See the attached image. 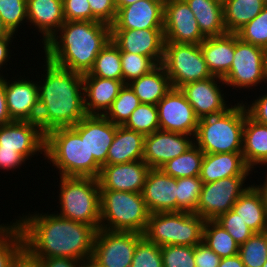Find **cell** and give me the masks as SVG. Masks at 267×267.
Returning a JSON list of instances; mask_svg holds the SVG:
<instances>
[{
    "mask_svg": "<svg viewBox=\"0 0 267 267\" xmlns=\"http://www.w3.org/2000/svg\"><path fill=\"white\" fill-rule=\"evenodd\" d=\"M24 216L16 223L24 237L26 260L64 257L82 261L92 258L97 233L94 226L55 213Z\"/></svg>",
    "mask_w": 267,
    "mask_h": 267,
    "instance_id": "1",
    "label": "cell"
},
{
    "mask_svg": "<svg viewBox=\"0 0 267 267\" xmlns=\"http://www.w3.org/2000/svg\"><path fill=\"white\" fill-rule=\"evenodd\" d=\"M44 83L38 85L37 124L44 134L61 127H73L87 114L84 108L83 75L56 66L47 58Z\"/></svg>",
    "mask_w": 267,
    "mask_h": 267,
    "instance_id": "2",
    "label": "cell"
},
{
    "mask_svg": "<svg viewBox=\"0 0 267 267\" xmlns=\"http://www.w3.org/2000/svg\"><path fill=\"white\" fill-rule=\"evenodd\" d=\"M110 39V25L99 21H65L44 45L45 58L58 67L84 75Z\"/></svg>",
    "mask_w": 267,
    "mask_h": 267,
    "instance_id": "3",
    "label": "cell"
},
{
    "mask_svg": "<svg viewBox=\"0 0 267 267\" xmlns=\"http://www.w3.org/2000/svg\"><path fill=\"white\" fill-rule=\"evenodd\" d=\"M45 155L60 176L98 178L101 166L90 156L85 139L72 128L61 127L45 134Z\"/></svg>",
    "mask_w": 267,
    "mask_h": 267,
    "instance_id": "4",
    "label": "cell"
},
{
    "mask_svg": "<svg viewBox=\"0 0 267 267\" xmlns=\"http://www.w3.org/2000/svg\"><path fill=\"white\" fill-rule=\"evenodd\" d=\"M245 104L231 105L226 112L199 119L194 143L204 153L242 152Z\"/></svg>",
    "mask_w": 267,
    "mask_h": 267,
    "instance_id": "5",
    "label": "cell"
},
{
    "mask_svg": "<svg viewBox=\"0 0 267 267\" xmlns=\"http://www.w3.org/2000/svg\"><path fill=\"white\" fill-rule=\"evenodd\" d=\"M150 214L142 193L100 190L102 229L143 234Z\"/></svg>",
    "mask_w": 267,
    "mask_h": 267,
    "instance_id": "6",
    "label": "cell"
},
{
    "mask_svg": "<svg viewBox=\"0 0 267 267\" xmlns=\"http://www.w3.org/2000/svg\"><path fill=\"white\" fill-rule=\"evenodd\" d=\"M58 215L100 229V186L97 178L60 176Z\"/></svg>",
    "mask_w": 267,
    "mask_h": 267,
    "instance_id": "7",
    "label": "cell"
},
{
    "mask_svg": "<svg viewBox=\"0 0 267 267\" xmlns=\"http://www.w3.org/2000/svg\"><path fill=\"white\" fill-rule=\"evenodd\" d=\"M205 219L190 212L151 213L143 236L156 245L196 246L202 242Z\"/></svg>",
    "mask_w": 267,
    "mask_h": 267,
    "instance_id": "8",
    "label": "cell"
},
{
    "mask_svg": "<svg viewBox=\"0 0 267 267\" xmlns=\"http://www.w3.org/2000/svg\"><path fill=\"white\" fill-rule=\"evenodd\" d=\"M162 65L172 88L213 77L204 60L200 44L164 43Z\"/></svg>",
    "mask_w": 267,
    "mask_h": 267,
    "instance_id": "9",
    "label": "cell"
},
{
    "mask_svg": "<svg viewBox=\"0 0 267 267\" xmlns=\"http://www.w3.org/2000/svg\"><path fill=\"white\" fill-rule=\"evenodd\" d=\"M143 234L137 232L98 229L92 258L100 267H131L137 242Z\"/></svg>",
    "mask_w": 267,
    "mask_h": 267,
    "instance_id": "10",
    "label": "cell"
},
{
    "mask_svg": "<svg viewBox=\"0 0 267 267\" xmlns=\"http://www.w3.org/2000/svg\"><path fill=\"white\" fill-rule=\"evenodd\" d=\"M246 177L232 176L203 183L194 213L205 220H215L221 214L230 211L237 199L250 187L243 185Z\"/></svg>",
    "mask_w": 267,
    "mask_h": 267,
    "instance_id": "11",
    "label": "cell"
},
{
    "mask_svg": "<svg viewBox=\"0 0 267 267\" xmlns=\"http://www.w3.org/2000/svg\"><path fill=\"white\" fill-rule=\"evenodd\" d=\"M227 86L250 88L265 80L264 48L242 41L235 33V54L230 71L222 78Z\"/></svg>",
    "mask_w": 267,
    "mask_h": 267,
    "instance_id": "12",
    "label": "cell"
},
{
    "mask_svg": "<svg viewBox=\"0 0 267 267\" xmlns=\"http://www.w3.org/2000/svg\"><path fill=\"white\" fill-rule=\"evenodd\" d=\"M159 130L194 138L199 118L180 89L172 88L158 103Z\"/></svg>",
    "mask_w": 267,
    "mask_h": 267,
    "instance_id": "13",
    "label": "cell"
},
{
    "mask_svg": "<svg viewBox=\"0 0 267 267\" xmlns=\"http://www.w3.org/2000/svg\"><path fill=\"white\" fill-rule=\"evenodd\" d=\"M163 32L165 42L200 44L205 39L185 0H165Z\"/></svg>",
    "mask_w": 267,
    "mask_h": 267,
    "instance_id": "14",
    "label": "cell"
},
{
    "mask_svg": "<svg viewBox=\"0 0 267 267\" xmlns=\"http://www.w3.org/2000/svg\"><path fill=\"white\" fill-rule=\"evenodd\" d=\"M111 40L120 52L150 57L157 65L164 57L163 28L150 29H111Z\"/></svg>",
    "mask_w": 267,
    "mask_h": 267,
    "instance_id": "15",
    "label": "cell"
},
{
    "mask_svg": "<svg viewBox=\"0 0 267 267\" xmlns=\"http://www.w3.org/2000/svg\"><path fill=\"white\" fill-rule=\"evenodd\" d=\"M217 82L225 84L221 77L213 76L179 88L199 119L222 114L231 108L226 105L227 101Z\"/></svg>",
    "mask_w": 267,
    "mask_h": 267,
    "instance_id": "16",
    "label": "cell"
},
{
    "mask_svg": "<svg viewBox=\"0 0 267 267\" xmlns=\"http://www.w3.org/2000/svg\"><path fill=\"white\" fill-rule=\"evenodd\" d=\"M182 133L157 130L145 135L143 161L154 169H160L169 160L186 152L195 141Z\"/></svg>",
    "mask_w": 267,
    "mask_h": 267,
    "instance_id": "17",
    "label": "cell"
},
{
    "mask_svg": "<svg viewBox=\"0 0 267 267\" xmlns=\"http://www.w3.org/2000/svg\"><path fill=\"white\" fill-rule=\"evenodd\" d=\"M0 148L16 149L26 160L45 153V134L36 122L12 121L0 127Z\"/></svg>",
    "mask_w": 267,
    "mask_h": 267,
    "instance_id": "18",
    "label": "cell"
},
{
    "mask_svg": "<svg viewBox=\"0 0 267 267\" xmlns=\"http://www.w3.org/2000/svg\"><path fill=\"white\" fill-rule=\"evenodd\" d=\"M150 169L143 160L104 165L97 178L100 190L142 193Z\"/></svg>",
    "mask_w": 267,
    "mask_h": 267,
    "instance_id": "19",
    "label": "cell"
},
{
    "mask_svg": "<svg viewBox=\"0 0 267 267\" xmlns=\"http://www.w3.org/2000/svg\"><path fill=\"white\" fill-rule=\"evenodd\" d=\"M118 125L105 116L86 115L72 128L85 139L90 156L102 167L106 165L109 147L111 146Z\"/></svg>",
    "mask_w": 267,
    "mask_h": 267,
    "instance_id": "20",
    "label": "cell"
},
{
    "mask_svg": "<svg viewBox=\"0 0 267 267\" xmlns=\"http://www.w3.org/2000/svg\"><path fill=\"white\" fill-rule=\"evenodd\" d=\"M25 79L11 82L4 79L6 103L13 121L36 122L39 112L38 83Z\"/></svg>",
    "mask_w": 267,
    "mask_h": 267,
    "instance_id": "21",
    "label": "cell"
},
{
    "mask_svg": "<svg viewBox=\"0 0 267 267\" xmlns=\"http://www.w3.org/2000/svg\"><path fill=\"white\" fill-rule=\"evenodd\" d=\"M165 0H139L117 10L111 29H150L164 27Z\"/></svg>",
    "mask_w": 267,
    "mask_h": 267,
    "instance_id": "22",
    "label": "cell"
},
{
    "mask_svg": "<svg viewBox=\"0 0 267 267\" xmlns=\"http://www.w3.org/2000/svg\"><path fill=\"white\" fill-rule=\"evenodd\" d=\"M150 213L177 212V179L151 168L142 191Z\"/></svg>",
    "mask_w": 267,
    "mask_h": 267,
    "instance_id": "23",
    "label": "cell"
},
{
    "mask_svg": "<svg viewBox=\"0 0 267 267\" xmlns=\"http://www.w3.org/2000/svg\"><path fill=\"white\" fill-rule=\"evenodd\" d=\"M84 108L87 115L104 116L124 86L123 81L83 75Z\"/></svg>",
    "mask_w": 267,
    "mask_h": 267,
    "instance_id": "24",
    "label": "cell"
},
{
    "mask_svg": "<svg viewBox=\"0 0 267 267\" xmlns=\"http://www.w3.org/2000/svg\"><path fill=\"white\" fill-rule=\"evenodd\" d=\"M250 171L242 152L205 153L200 179L202 183H211L232 176H248Z\"/></svg>",
    "mask_w": 267,
    "mask_h": 267,
    "instance_id": "25",
    "label": "cell"
},
{
    "mask_svg": "<svg viewBox=\"0 0 267 267\" xmlns=\"http://www.w3.org/2000/svg\"><path fill=\"white\" fill-rule=\"evenodd\" d=\"M28 21L43 35V45L65 22L63 0H27Z\"/></svg>",
    "mask_w": 267,
    "mask_h": 267,
    "instance_id": "26",
    "label": "cell"
},
{
    "mask_svg": "<svg viewBox=\"0 0 267 267\" xmlns=\"http://www.w3.org/2000/svg\"><path fill=\"white\" fill-rule=\"evenodd\" d=\"M200 49L211 74L223 78L234 60L235 33L205 38Z\"/></svg>",
    "mask_w": 267,
    "mask_h": 267,
    "instance_id": "27",
    "label": "cell"
},
{
    "mask_svg": "<svg viewBox=\"0 0 267 267\" xmlns=\"http://www.w3.org/2000/svg\"><path fill=\"white\" fill-rule=\"evenodd\" d=\"M145 135L118 125L108 150L106 165L143 160Z\"/></svg>",
    "mask_w": 267,
    "mask_h": 267,
    "instance_id": "28",
    "label": "cell"
},
{
    "mask_svg": "<svg viewBox=\"0 0 267 267\" xmlns=\"http://www.w3.org/2000/svg\"><path fill=\"white\" fill-rule=\"evenodd\" d=\"M205 38L227 34L221 0H185Z\"/></svg>",
    "mask_w": 267,
    "mask_h": 267,
    "instance_id": "29",
    "label": "cell"
},
{
    "mask_svg": "<svg viewBox=\"0 0 267 267\" xmlns=\"http://www.w3.org/2000/svg\"><path fill=\"white\" fill-rule=\"evenodd\" d=\"M242 155L251 170L257 164H267V125L256 122L248 114L243 128Z\"/></svg>",
    "mask_w": 267,
    "mask_h": 267,
    "instance_id": "30",
    "label": "cell"
},
{
    "mask_svg": "<svg viewBox=\"0 0 267 267\" xmlns=\"http://www.w3.org/2000/svg\"><path fill=\"white\" fill-rule=\"evenodd\" d=\"M141 103L157 105L172 89L170 79L162 64H158L147 74L128 83Z\"/></svg>",
    "mask_w": 267,
    "mask_h": 267,
    "instance_id": "31",
    "label": "cell"
},
{
    "mask_svg": "<svg viewBox=\"0 0 267 267\" xmlns=\"http://www.w3.org/2000/svg\"><path fill=\"white\" fill-rule=\"evenodd\" d=\"M231 210L254 233L267 231V210L260 194L252 185L237 199Z\"/></svg>",
    "mask_w": 267,
    "mask_h": 267,
    "instance_id": "32",
    "label": "cell"
},
{
    "mask_svg": "<svg viewBox=\"0 0 267 267\" xmlns=\"http://www.w3.org/2000/svg\"><path fill=\"white\" fill-rule=\"evenodd\" d=\"M262 0H224V25L227 33H236L263 9Z\"/></svg>",
    "mask_w": 267,
    "mask_h": 267,
    "instance_id": "33",
    "label": "cell"
},
{
    "mask_svg": "<svg viewBox=\"0 0 267 267\" xmlns=\"http://www.w3.org/2000/svg\"><path fill=\"white\" fill-rule=\"evenodd\" d=\"M25 258L24 237L15 222L0 228V267H17Z\"/></svg>",
    "mask_w": 267,
    "mask_h": 267,
    "instance_id": "34",
    "label": "cell"
},
{
    "mask_svg": "<svg viewBox=\"0 0 267 267\" xmlns=\"http://www.w3.org/2000/svg\"><path fill=\"white\" fill-rule=\"evenodd\" d=\"M204 152L194 143L186 152L169 160L160 169L174 178L200 176Z\"/></svg>",
    "mask_w": 267,
    "mask_h": 267,
    "instance_id": "35",
    "label": "cell"
},
{
    "mask_svg": "<svg viewBox=\"0 0 267 267\" xmlns=\"http://www.w3.org/2000/svg\"><path fill=\"white\" fill-rule=\"evenodd\" d=\"M202 242L220 258L232 257L238 254L239 245L215 220H205Z\"/></svg>",
    "mask_w": 267,
    "mask_h": 267,
    "instance_id": "36",
    "label": "cell"
},
{
    "mask_svg": "<svg viewBox=\"0 0 267 267\" xmlns=\"http://www.w3.org/2000/svg\"><path fill=\"white\" fill-rule=\"evenodd\" d=\"M89 74L95 77L122 81L120 49L111 39L101 49Z\"/></svg>",
    "mask_w": 267,
    "mask_h": 267,
    "instance_id": "37",
    "label": "cell"
},
{
    "mask_svg": "<svg viewBox=\"0 0 267 267\" xmlns=\"http://www.w3.org/2000/svg\"><path fill=\"white\" fill-rule=\"evenodd\" d=\"M140 104L135 92L128 84H124L104 116L113 124L123 125Z\"/></svg>",
    "mask_w": 267,
    "mask_h": 267,
    "instance_id": "38",
    "label": "cell"
},
{
    "mask_svg": "<svg viewBox=\"0 0 267 267\" xmlns=\"http://www.w3.org/2000/svg\"><path fill=\"white\" fill-rule=\"evenodd\" d=\"M238 255L245 267H262L267 261V231L254 233L239 246Z\"/></svg>",
    "mask_w": 267,
    "mask_h": 267,
    "instance_id": "39",
    "label": "cell"
},
{
    "mask_svg": "<svg viewBox=\"0 0 267 267\" xmlns=\"http://www.w3.org/2000/svg\"><path fill=\"white\" fill-rule=\"evenodd\" d=\"M123 126L144 135L159 130L157 105L141 103Z\"/></svg>",
    "mask_w": 267,
    "mask_h": 267,
    "instance_id": "40",
    "label": "cell"
},
{
    "mask_svg": "<svg viewBox=\"0 0 267 267\" xmlns=\"http://www.w3.org/2000/svg\"><path fill=\"white\" fill-rule=\"evenodd\" d=\"M202 184L200 176L177 178V212L194 213Z\"/></svg>",
    "mask_w": 267,
    "mask_h": 267,
    "instance_id": "41",
    "label": "cell"
},
{
    "mask_svg": "<svg viewBox=\"0 0 267 267\" xmlns=\"http://www.w3.org/2000/svg\"><path fill=\"white\" fill-rule=\"evenodd\" d=\"M122 65V81L124 84L140 78L154 69L157 64L150 58L143 55L120 52Z\"/></svg>",
    "mask_w": 267,
    "mask_h": 267,
    "instance_id": "42",
    "label": "cell"
},
{
    "mask_svg": "<svg viewBox=\"0 0 267 267\" xmlns=\"http://www.w3.org/2000/svg\"><path fill=\"white\" fill-rule=\"evenodd\" d=\"M236 34L244 42L266 48L267 4H265L262 11L255 18L241 27Z\"/></svg>",
    "mask_w": 267,
    "mask_h": 267,
    "instance_id": "43",
    "label": "cell"
},
{
    "mask_svg": "<svg viewBox=\"0 0 267 267\" xmlns=\"http://www.w3.org/2000/svg\"><path fill=\"white\" fill-rule=\"evenodd\" d=\"M131 267H163L161 247L143 236L137 242Z\"/></svg>",
    "mask_w": 267,
    "mask_h": 267,
    "instance_id": "44",
    "label": "cell"
},
{
    "mask_svg": "<svg viewBox=\"0 0 267 267\" xmlns=\"http://www.w3.org/2000/svg\"><path fill=\"white\" fill-rule=\"evenodd\" d=\"M0 16L6 27L15 34L22 22H28L27 0H0Z\"/></svg>",
    "mask_w": 267,
    "mask_h": 267,
    "instance_id": "45",
    "label": "cell"
},
{
    "mask_svg": "<svg viewBox=\"0 0 267 267\" xmlns=\"http://www.w3.org/2000/svg\"><path fill=\"white\" fill-rule=\"evenodd\" d=\"M163 267H195L194 246H161Z\"/></svg>",
    "mask_w": 267,
    "mask_h": 267,
    "instance_id": "46",
    "label": "cell"
},
{
    "mask_svg": "<svg viewBox=\"0 0 267 267\" xmlns=\"http://www.w3.org/2000/svg\"><path fill=\"white\" fill-rule=\"evenodd\" d=\"M215 221L234 238L239 246L245 243L254 234L246 223L238 217V214L234 213L232 210L221 214Z\"/></svg>",
    "mask_w": 267,
    "mask_h": 267,
    "instance_id": "47",
    "label": "cell"
},
{
    "mask_svg": "<svg viewBox=\"0 0 267 267\" xmlns=\"http://www.w3.org/2000/svg\"><path fill=\"white\" fill-rule=\"evenodd\" d=\"M65 21H93L88 0H63Z\"/></svg>",
    "mask_w": 267,
    "mask_h": 267,
    "instance_id": "48",
    "label": "cell"
},
{
    "mask_svg": "<svg viewBox=\"0 0 267 267\" xmlns=\"http://www.w3.org/2000/svg\"><path fill=\"white\" fill-rule=\"evenodd\" d=\"M93 21H99L107 25H112L117 14V7L114 0H88Z\"/></svg>",
    "mask_w": 267,
    "mask_h": 267,
    "instance_id": "49",
    "label": "cell"
},
{
    "mask_svg": "<svg viewBox=\"0 0 267 267\" xmlns=\"http://www.w3.org/2000/svg\"><path fill=\"white\" fill-rule=\"evenodd\" d=\"M195 267H218L221 258L204 242L194 246Z\"/></svg>",
    "mask_w": 267,
    "mask_h": 267,
    "instance_id": "50",
    "label": "cell"
},
{
    "mask_svg": "<svg viewBox=\"0 0 267 267\" xmlns=\"http://www.w3.org/2000/svg\"><path fill=\"white\" fill-rule=\"evenodd\" d=\"M246 110L248 115L258 123L267 125V93L260 96L250 105L247 104ZM248 108V109H247Z\"/></svg>",
    "mask_w": 267,
    "mask_h": 267,
    "instance_id": "51",
    "label": "cell"
},
{
    "mask_svg": "<svg viewBox=\"0 0 267 267\" xmlns=\"http://www.w3.org/2000/svg\"><path fill=\"white\" fill-rule=\"evenodd\" d=\"M27 161L16 149L0 148V169L11 170L22 166Z\"/></svg>",
    "mask_w": 267,
    "mask_h": 267,
    "instance_id": "52",
    "label": "cell"
},
{
    "mask_svg": "<svg viewBox=\"0 0 267 267\" xmlns=\"http://www.w3.org/2000/svg\"><path fill=\"white\" fill-rule=\"evenodd\" d=\"M37 267H80V260L64 257H45L41 260H27Z\"/></svg>",
    "mask_w": 267,
    "mask_h": 267,
    "instance_id": "53",
    "label": "cell"
},
{
    "mask_svg": "<svg viewBox=\"0 0 267 267\" xmlns=\"http://www.w3.org/2000/svg\"><path fill=\"white\" fill-rule=\"evenodd\" d=\"M13 120L10 118L7 103H6V96H5V89H4V77L1 76L0 79V126L10 123Z\"/></svg>",
    "mask_w": 267,
    "mask_h": 267,
    "instance_id": "54",
    "label": "cell"
},
{
    "mask_svg": "<svg viewBox=\"0 0 267 267\" xmlns=\"http://www.w3.org/2000/svg\"><path fill=\"white\" fill-rule=\"evenodd\" d=\"M13 38V36H0V70L1 66L8 62V59L11 57V55H9L10 50L8 47L9 43L11 42L10 40Z\"/></svg>",
    "mask_w": 267,
    "mask_h": 267,
    "instance_id": "55",
    "label": "cell"
},
{
    "mask_svg": "<svg viewBox=\"0 0 267 267\" xmlns=\"http://www.w3.org/2000/svg\"><path fill=\"white\" fill-rule=\"evenodd\" d=\"M218 267H245L241 261L240 256L237 254L232 257L221 258L220 264Z\"/></svg>",
    "mask_w": 267,
    "mask_h": 267,
    "instance_id": "56",
    "label": "cell"
},
{
    "mask_svg": "<svg viewBox=\"0 0 267 267\" xmlns=\"http://www.w3.org/2000/svg\"><path fill=\"white\" fill-rule=\"evenodd\" d=\"M252 186L260 194L262 202H263V204H264V206L266 207V210H267V176H266L264 184H261V185H257L256 184V186L255 185H252Z\"/></svg>",
    "mask_w": 267,
    "mask_h": 267,
    "instance_id": "57",
    "label": "cell"
},
{
    "mask_svg": "<svg viewBox=\"0 0 267 267\" xmlns=\"http://www.w3.org/2000/svg\"><path fill=\"white\" fill-rule=\"evenodd\" d=\"M0 36H14V34L6 27L1 16H0Z\"/></svg>",
    "mask_w": 267,
    "mask_h": 267,
    "instance_id": "58",
    "label": "cell"
},
{
    "mask_svg": "<svg viewBox=\"0 0 267 267\" xmlns=\"http://www.w3.org/2000/svg\"><path fill=\"white\" fill-rule=\"evenodd\" d=\"M139 0H114L115 5L117 7V10L124 7V6H129L132 5L133 3L137 2Z\"/></svg>",
    "mask_w": 267,
    "mask_h": 267,
    "instance_id": "59",
    "label": "cell"
},
{
    "mask_svg": "<svg viewBox=\"0 0 267 267\" xmlns=\"http://www.w3.org/2000/svg\"><path fill=\"white\" fill-rule=\"evenodd\" d=\"M80 267H100L93 258L80 261Z\"/></svg>",
    "mask_w": 267,
    "mask_h": 267,
    "instance_id": "60",
    "label": "cell"
},
{
    "mask_svg": "<svg viewBox=\"0 0 267 267\" xmlns=\"http://www.w3.org/2000/svg\"><path fill=\"white\" fill-rule=\"evenodd\" d=\"M264 75L267 80V47L264 48Z\"/></svg>",
    "mask_w": 267,
    "mask_h": 267,
    "instance_id": "61",
    "label": "cell"
},
{
    "mask_svg": "<svg viewBox=\"0 0 267 267\" xmlns=\"http://www.w3.org/2000/svg\"><path fill=\"white\" fill-rule=\"evenodd\" d=\"M17 267H37L35 264L28 262L25 258Z\"/></svg>",
    "mask_w": 267,
    "mask_h": 267,
    "instance_id": "62",
    "label": "cell"
},
{
    "mask_svg": "<svg viewBox=\"0 0 267 267\" xmlns=\"http://www.w3.org/2000/svg\"><path fill=\"white\" fill-rule=\"evenodd\" d=\"M262 267H267V261L265 262V264Z\"/></svg>",
    "mask_w": 267,
    "mask_h": 267,
    "instance_id": "63",
    "label": "cell"
}]
</instances>
